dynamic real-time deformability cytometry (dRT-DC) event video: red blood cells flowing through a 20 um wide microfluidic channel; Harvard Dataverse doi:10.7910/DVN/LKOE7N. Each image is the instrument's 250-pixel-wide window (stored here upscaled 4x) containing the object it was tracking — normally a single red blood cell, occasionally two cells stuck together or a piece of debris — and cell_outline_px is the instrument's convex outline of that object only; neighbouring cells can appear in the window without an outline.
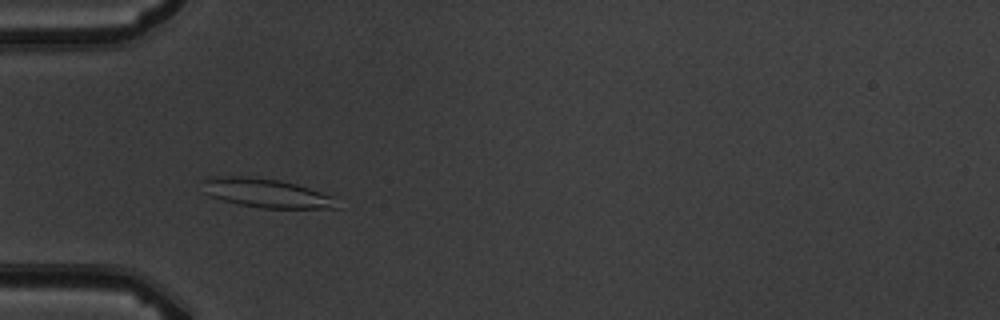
{"species": "common noctule bat (a hibernating species)", "species_latin": "Nyctalus noctula", "temperature_condition": "warm", "stored_images_in_passage": 4, "camera_frame_rate_fps": 3000, "um_per_image_px": 0.085, "animal": {"sex": "male", "body_mass_g": 19.5, "forearm_length_mm": 54.6}, "frame": {"image": 1, "passage_image": 3, "time_ms": 2.333, "image_size_px": [1000, 320], "cell_outline_px": [[336, 208], [260, 208], [236, 204], [208, 196], [204, 192], [200, 180], [208, 176], [248, 176], [280, 180], [296, 184], [332, 196]], "centroid_in_image_um": [22.48, 16.4], "position_along_channel_um": 62.5, "area_um2": 22.77}}
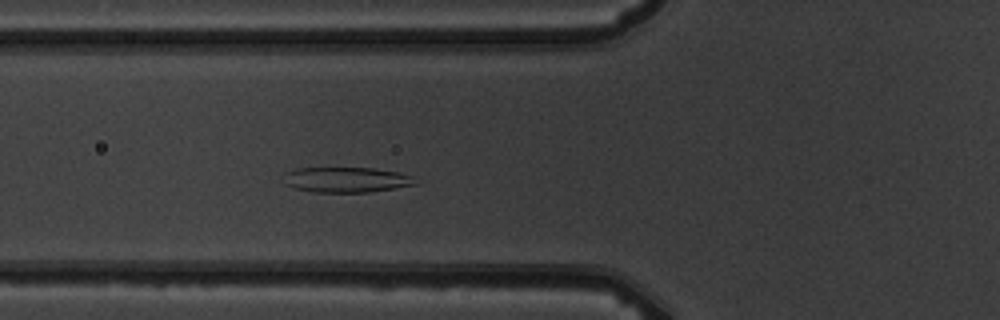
{"frame": {"image": 2, "passage_image": 4, "time_ms": 3.333, "image_size_px": [1000, 320], "cell_outline_px": [[420, 184], [396, 188], [368, 192], [312, 192], [292, 188], [284, 184], [284, 172], [296, 168], [372, 168], [400, 172], [412, 176]], "centroid_in_image_um": [29.43, 15.28], "position_along_channel_um": 96.4, "area_um2": 19.71}}